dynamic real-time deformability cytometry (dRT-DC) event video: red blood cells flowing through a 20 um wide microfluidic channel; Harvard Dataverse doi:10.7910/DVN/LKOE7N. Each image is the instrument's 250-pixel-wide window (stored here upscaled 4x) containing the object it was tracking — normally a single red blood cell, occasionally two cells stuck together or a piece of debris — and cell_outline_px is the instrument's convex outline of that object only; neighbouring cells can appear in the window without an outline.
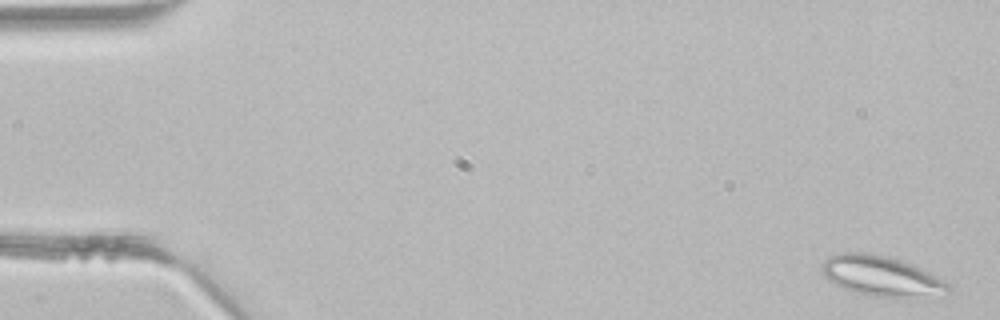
{"species": "common noctule bat (a hibernating species)", "species_latin": "Nyctalus noctula", "temperature_condition": "room temperature", "stored_images_in_passage": 3, "camera_frame_rate_fps": 3000, "um_per_image_px": 0.085, "animal": {"sex": "male", "body_mass_g": 21.5, "forearm_length_mm": 52.0}, "frame": {"image": 1, "passage_image": 1, "time_ms": 0.0, "image_size_px": [1000, 320], "cell_outline_px": [[952, 292], [920, 300], [908, 300], [872, 296], [844, 288], [828, 280], [820, 272], [820, 264], [828, 256], [844, 252], [868, 252], [900, 260], [912, 264], [952, 284]], "centroid_in_image_um": [75.0, 23.51], "position_along_channel_um": 10.0, "area_um2": 30.63}}